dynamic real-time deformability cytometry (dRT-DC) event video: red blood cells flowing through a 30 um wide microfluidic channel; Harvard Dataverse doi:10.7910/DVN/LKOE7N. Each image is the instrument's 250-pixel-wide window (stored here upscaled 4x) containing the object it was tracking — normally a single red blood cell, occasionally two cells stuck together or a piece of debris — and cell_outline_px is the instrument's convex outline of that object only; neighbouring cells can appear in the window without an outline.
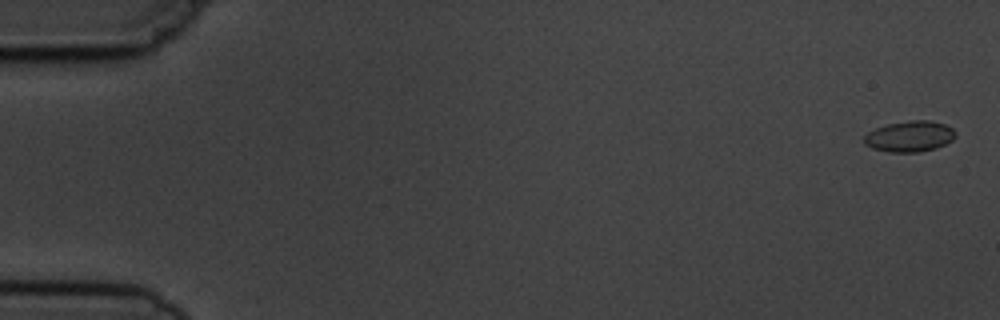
{"species": "common noctule bat (a hibernating species)", "species_latin": "Nyctalus noctula", "temperature_condition": "cold", "stored_images_in_passage": 3, "camera_frame_rate_fps": 3000, "um_per_image_px": 0.085, "animal": {"sex": "male", "body_mass_g": 19.5, "forearm_length_mm": 54.6}, "frame": {"image": 1, "passage_image": 1, "time_ms": 0.0, "image_size_px": [1000, 320], "cell_outline_px": [[956, 136], [952, 140], [936, 148], [920, 152], [888, 152], [872, 148], [864, 144], [864, 136], [868, 132], [876, 128], [888, 124], [912, 120], [928, 120], [944, 124], [952, 128], [956, 132]], "centroid_in_image_um": [77.32, 11.6], "position_along_channel_um": 7.7, "area_um2": 16.42}}